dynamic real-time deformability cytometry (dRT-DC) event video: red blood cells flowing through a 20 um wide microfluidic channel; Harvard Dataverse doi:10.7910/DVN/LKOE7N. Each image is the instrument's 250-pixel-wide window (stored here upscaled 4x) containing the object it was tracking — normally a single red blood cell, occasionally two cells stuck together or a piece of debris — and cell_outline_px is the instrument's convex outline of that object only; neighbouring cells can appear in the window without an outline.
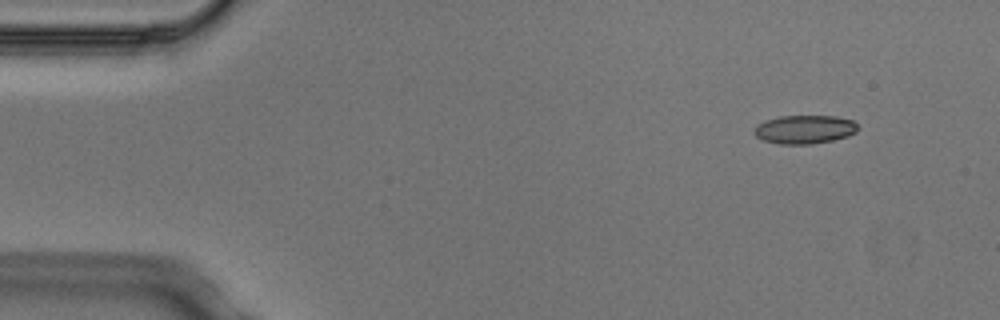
{"species": "Egyptian fruit bat (a non-hibernating species)", "species_latin": "Rousettus aegyptiacus", "temperature_condition": "cold", "stored_images_in_passage": 4, "camera_frame_rate_fps": 3000, "um_per_image_px": 0.085, "animal": {"sex": "male"}, "frame": {"image": 1, "passage_image": 1, "time_ms": 0.0, "image_size_px": [1000, 320], "cell_outline_px": [[856, 132], [848, 136], [832, 140], [812, 144], [780, 144], [764, 140], [756, 136], [752, 132], [756, 124], [764, 120], [780, 116], [836, 116], [852, 120], [856, 124]], "centroid_in_image_um": [68.34, 10.99], "position_along_channel_um": 16.7, "area_um2": 17.28}}
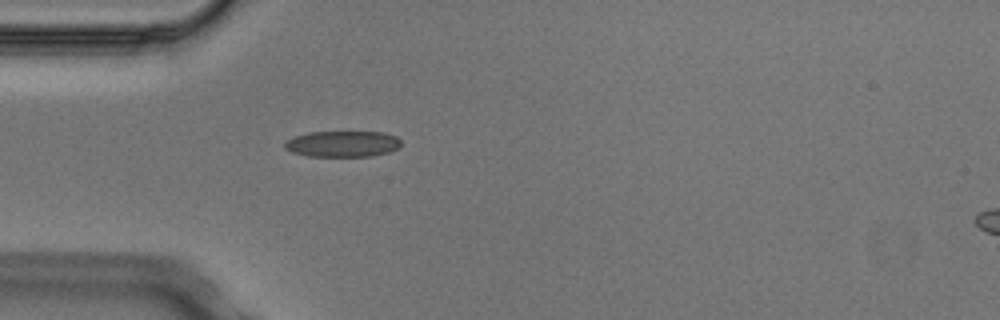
{"frame": {"image": 2, "passage_image": 4, "time_ms": 1.0, "image_size_px": [1000, 320], "cell_outline_px": [[400, 148], [388, 152], [372, 156], [308, 156], [292, 152], [284, 148], [284, 144], [292, 136], [308, 132], [384, 132], [396, 136], [400, 140]], "centroid_in_image_um": [29.12, 12.22], "position_along_channel_um": 55.9, "area_um2": 17.74}}